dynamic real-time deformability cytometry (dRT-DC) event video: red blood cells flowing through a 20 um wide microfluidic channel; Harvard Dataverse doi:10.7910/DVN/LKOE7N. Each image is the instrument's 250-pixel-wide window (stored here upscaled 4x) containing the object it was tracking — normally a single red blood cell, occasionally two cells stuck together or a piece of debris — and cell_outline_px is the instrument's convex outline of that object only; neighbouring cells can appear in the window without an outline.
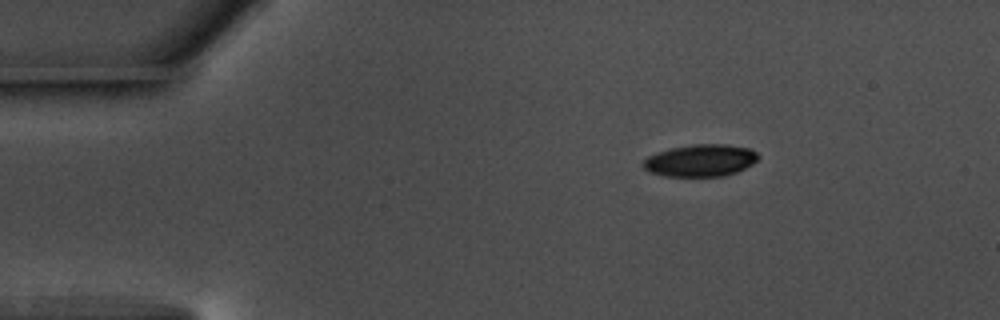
{"species": "common noctule bat (a hibernating species)", "species_latin": "Nyctalus noctula", "temperature_condition": "warm", "stored_images_in_passage": 48, "camera_frame_rate_fps": 3000, "um_per_image_px": 0.085, "animal": {"sex": "male", "body_mass_g": 17.5, "forearm_length_mm": 52.3}, "frame": {"image": 1, "passage_image": 1, "time_ms": 0.0, "image_size_px": [1000, 320], "cell_outline_px": [[760, 156], [752, 164], [736, 172], [724, 176], [664, 176], [652, 172], [644, 168], [640, 164], [648, 156], [672, 148], [692, 144], [724, 144], [748, 148], [756, 152]], "centroid_in_image_um": [59.54, 13.64], "position_along_channel_um": 25.5, "area_um2": 21.33}}
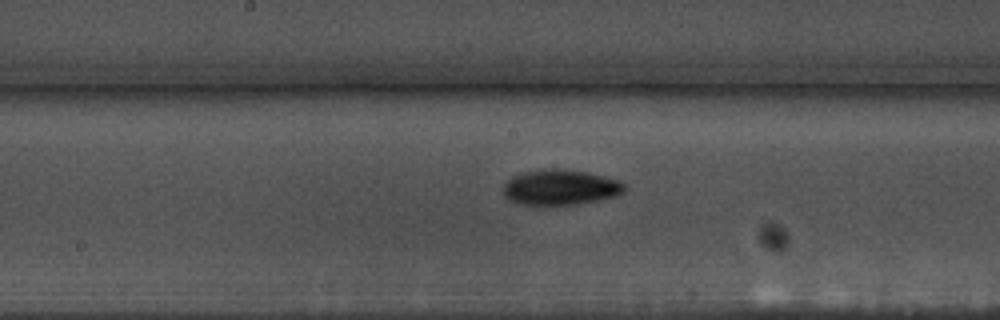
{"frame": {"image": 2, "passage_image": 21, "time_ms": 6.667, "image_size_px": [1000, 320], "cell_outline_px": [[624, 192], [616, 196], [576, 204], [520, 204], [508, 200], [504, 196], [504, 184], [512, 176], [524, 172], [552, 168], [556, 168], [584, 172], [604, 176], [620, 180], [624, 184]], "centroid_in_image_um": [47.62, 15.92], "position_along_channel_um": 200.6, "area_um2": 24.68}}
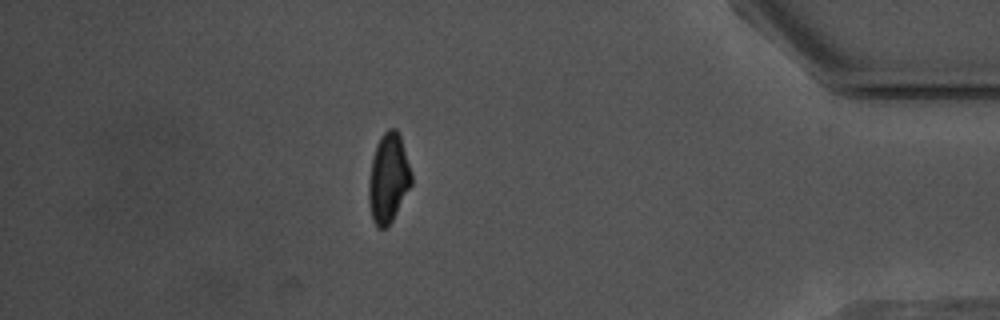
{"frame": {"image": 3, "passage_image": 41, "time_ms": 13.333, "image_size_px": [1000, 320], "cell_outline_px": [[412, 184], [392, 220], [384, 228], [376, 228], [372, 220], [368, 200], [368, 184], [372, 156], [376, 144], [380, 136], [388, 128], [396, 128], [400, 136], [412, 172]], "centroid_in_image_um": [33.0, 15.13], "position_along_channel_um": 402.2, "area_um2": 22.37}, "authors_computed_cell_mechanics": {"area_um2": 22.5998, "velocity_mm_per_s": 3.6632, "shape_relaxation_time_tau1_ms": 3.7104, "shape_relaxation_time_tau2_ms": null, "deformation_change_tau1": 0.1285, "deformation_change_tau2": null}}